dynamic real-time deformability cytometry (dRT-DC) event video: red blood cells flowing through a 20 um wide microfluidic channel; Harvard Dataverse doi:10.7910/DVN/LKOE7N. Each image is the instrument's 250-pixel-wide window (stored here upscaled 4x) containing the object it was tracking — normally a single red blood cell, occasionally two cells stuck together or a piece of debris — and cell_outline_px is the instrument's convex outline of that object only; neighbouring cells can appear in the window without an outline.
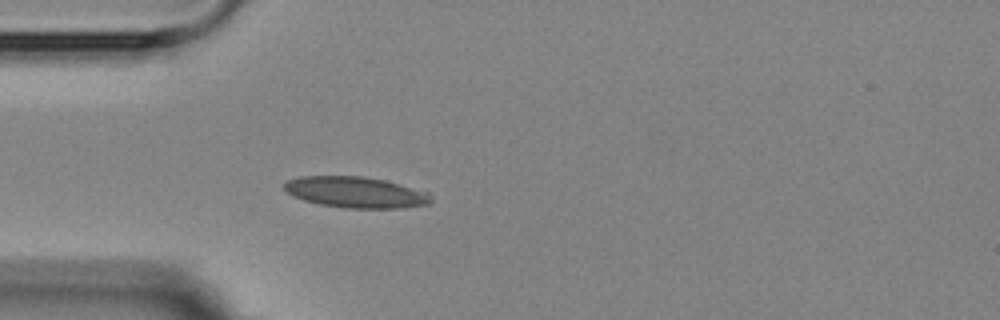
{"species": "Egyptian fruit bat (a non-hibernating species)", "species_latin": "Rousettus aegyptiacus", "temperature_condition": "room temperature", "stored_images_in_passage": 3, "camera_frame_rate_fps": 3000, "um_per_image_px": 0.085, "animal": {"sex": "female"}, "frame": {"image": 1, "passage_image": 3, "time_ms": 2.0, "image_size_px": [1000, 320], "cell_outline_px": [[432, 200], [428, 204], [400, 208], [344, 208], [320, 204], [304, 200], [288, 192], [284, 188], [284, 184], [288, 180], [300, 176], [360, 176], [384, 180], [428, 192], [432, 196]], "centroid_in_image_um": [30.25, 16.34], "position_along_channel_um": 54.8, "area_um2": 26.3}}